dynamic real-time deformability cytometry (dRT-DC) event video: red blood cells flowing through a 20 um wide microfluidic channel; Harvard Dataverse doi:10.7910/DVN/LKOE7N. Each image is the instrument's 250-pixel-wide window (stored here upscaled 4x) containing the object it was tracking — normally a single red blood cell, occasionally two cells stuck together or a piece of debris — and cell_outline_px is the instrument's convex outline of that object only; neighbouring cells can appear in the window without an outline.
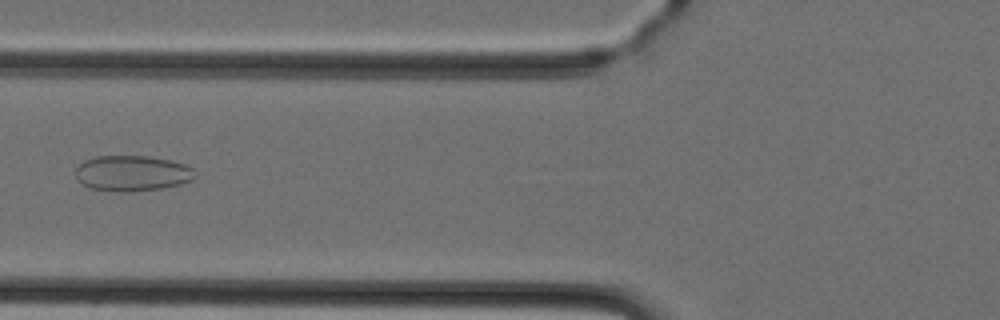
{"species": "Egyptian fruit bat (a non-hibernating species)", "species_latin": "Rousettus aegyptiacus", "temperature_condition": "cold", "stored_images_in_passage": 47, "camera_frame_rate_fps": 3000, "um_per_image_px": 0.085, "animal": {"sex": "female"}, "frame": {"image": 1, "passage_image": 18, "time_ms": 5.667, "image_size_px": [1000, 320], "cell_outline_px": [[196, 176], [192, 180], [180, 184], [164, 188], [124, 192], [88, 188], [76, 176], [76, 168], [84, 160], [96, 156], [148, 156], [172, 160], [184, 164], [192, 168], [196, 172]], "centroid_in_image_um": [11.27, 14.72], "position_along_channel_um": 114.5, "area_um2": 24.8}}
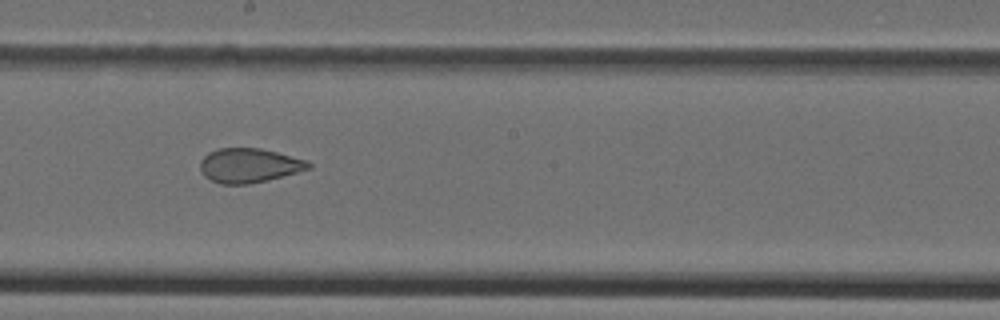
{"frame": {"image": 2, "passage_image": 26, "time_ms": 8.333, "image_size_px": [1000, 320], "cell_outline_px": [[312, 168], [268, 180], [248, 184], [220, 184], [204, 176], [200, 168], [200, 160], [208, 152], [220, 148], [260, 148], [308, 160], [312, 164]], "centroid_in_image_um": [21.18, 14.06], "position_along_channel_um": 227.0, "area_um2": 21.73}}
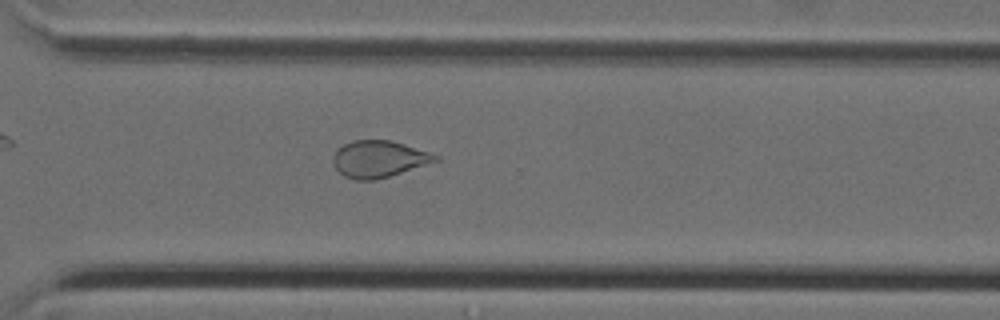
{"frame": {"image": 3, "passage_image": 34, "time_ms": 11.0, "image_size_px": [1000, 320], "cell_outline_px": [[440, 160], [428, 164], [376, 180], [356, 180], [344, 176], [336, 168], [332, 160], [332, 156], [344, 144], [352, 140], [388, 140], [404, 144], [440, 156]], "centroid_in_image_um": [32.2, 13.52], "position_along_channel_um": 338.4, "area_um2": 21.73}}